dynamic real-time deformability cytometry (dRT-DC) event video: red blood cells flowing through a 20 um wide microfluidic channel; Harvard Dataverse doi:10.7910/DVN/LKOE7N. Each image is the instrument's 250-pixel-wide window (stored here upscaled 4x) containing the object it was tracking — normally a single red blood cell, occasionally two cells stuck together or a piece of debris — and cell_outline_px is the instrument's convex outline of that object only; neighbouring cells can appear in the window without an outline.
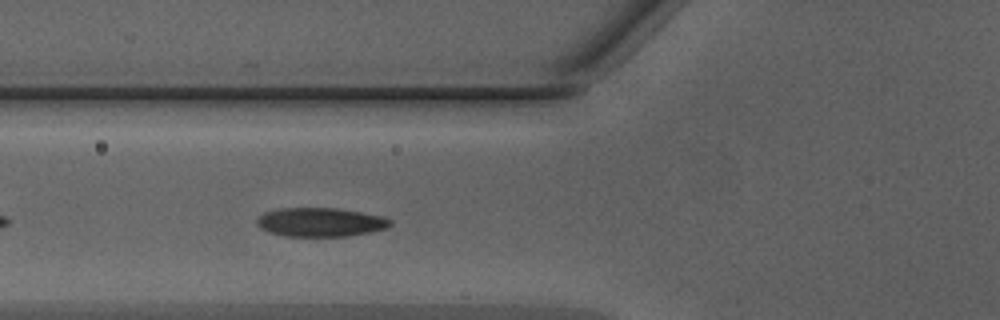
{"species": "Egyptian fruit bat (a non-hibernating species)", "species_latin": "Rousettus aegyptiacus", "temperature_condition": "warm", "stored_images_in_passage": 36, "camera_frame_rate_fps": 3000, "um_per_image_px": 0.085, "animal": {"sex": "male"}, "frame": {"image": 1, "passage_image": 6, "time_ms": 1.667, "image_size_px": [1000, 320], "cell_outline_px": [[392, 224], [388, 228], [368, 232], [344, 236], [284, 236], [268, 232], [260, 228], [256, 224], [256, 216], [264, 212], [276, 208], [336, 208], [384, 216], [392, 220]], "centroid_in_image_um": [27.19, 18.87], "position_along_channel_um": 98.6, "area_um2": 22.66}}
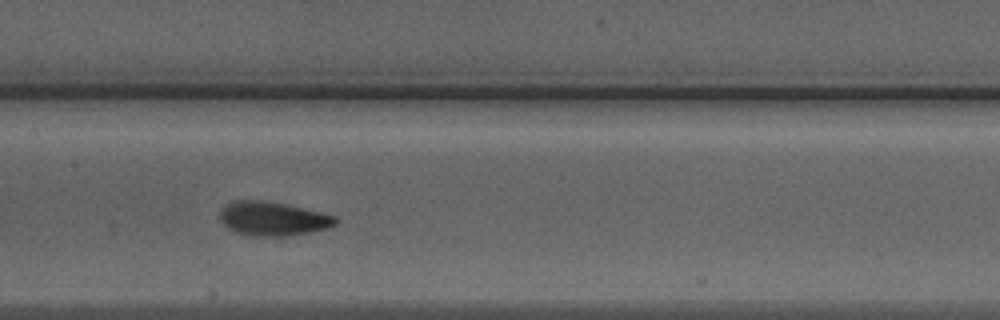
{"frame": {"image": 2, "passage_image": 12, "time_ms": 3.667, "image_size_px": [1000, 320], "cell_outline_px": [[340, 220], [332, 228], [284, 236], [252, 236], [236, 232], [228, 228], [220, 220], [220, 208], [224, 204], [232, 200], [264, 200], [284, 204], [320, 212], [336, 216]], "centroid_in_image_um": [23.18, 18.58], "position_along_channel_um": 184.2, "area_um2": 23.06}}
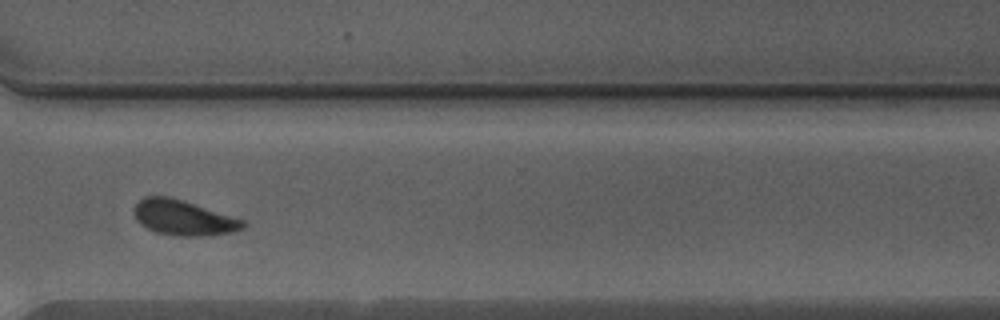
{"frame": {"image": 3, "passage_image": 24, "time_ms": 7.667, "image_size_px": [1000, 320], "cell_outline_px": [[248, 224], [244, 228], [232, 232], [212, 236], [180, 236], [156, 232], [140, 224], [136, 220], [132, 212], [132, 208], [144, 196], [168, 196], [244, 220]], "centroid_in_image_um": [15.57, 18.52], "position_along_channel_um": 355.0, "area_um2": 22.31}, "authors_computed_cell_mechanics": {"area_um2": 22.3108, "velocity_mm_per_s": 4.2675, "shape_relaxation_time_tau1_ms": 1.8271, "shape_relaxation_time_tau2_ms": 1.0482, "deformation_change_tau1": 0.1099, "deformation_change_tau2": 0.0495}}